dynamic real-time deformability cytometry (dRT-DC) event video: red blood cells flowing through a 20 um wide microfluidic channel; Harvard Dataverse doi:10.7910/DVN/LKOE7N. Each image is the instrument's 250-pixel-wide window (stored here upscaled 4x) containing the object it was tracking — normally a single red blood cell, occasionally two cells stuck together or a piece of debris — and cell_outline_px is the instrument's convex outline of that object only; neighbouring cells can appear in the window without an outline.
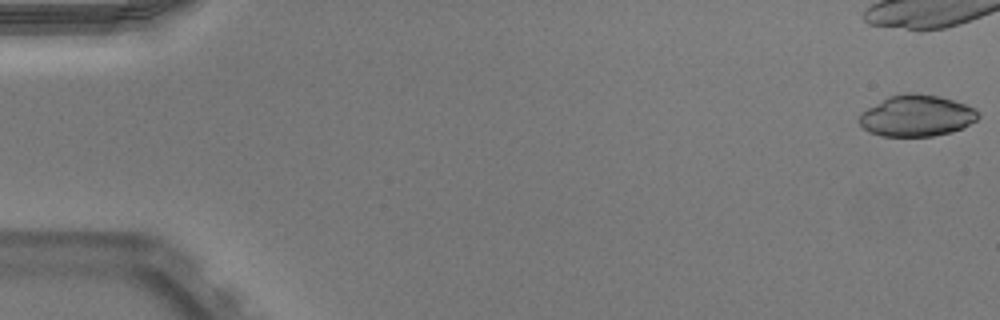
{"species": "Egyptian fruit bat (a non-hibernating species)", "species_latin": "Rousettus aegyptiacus", "temperature_condition": "warm", "stored_images_in_passage": 17, "camera_frame_rate_fps": 3000, "um_per_image_px": 0.085, "animal": {"sex": "male"}, "frame": {"image": 1, "passage_image": 1, "time_ms": 0.0, "image_size_px": [1000, 320], "cell_outline_px": [[980, 116], [976, 120], [964, 128], [952, 132], [932, 136], [880, 136], [868, 132], [860, 124], [860, 112], [888, 96], [904, 92], [916, 92], [940, 96], [976, 108], [980, 112]], "centroid_in_image_um": [77.93, 9.83], "position_along_channel_um": 7.1, "area_um2": 29.02}}